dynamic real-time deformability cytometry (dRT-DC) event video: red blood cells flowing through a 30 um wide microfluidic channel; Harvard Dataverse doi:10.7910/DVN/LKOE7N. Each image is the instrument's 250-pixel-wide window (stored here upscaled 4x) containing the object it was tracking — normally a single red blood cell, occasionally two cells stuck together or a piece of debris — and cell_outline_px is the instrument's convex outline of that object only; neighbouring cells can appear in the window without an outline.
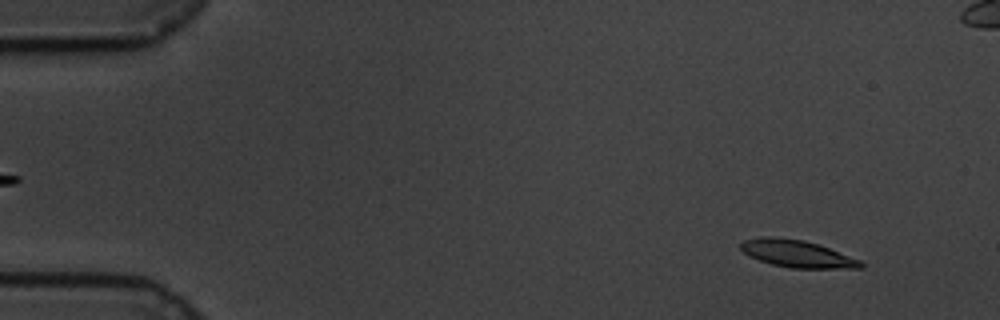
{"species": "common noctule bat (a hibernating species)", "species_latin": "Nyctalus noctula", "temperature_condition": "cold", "stored_images_in_passage": 60, "camera_frame_rate_fps": 3000, "um_per_image_px": 0.085, "animal": {"sex": "male", "body_mass_g": 19.5, "forearm_length_mm": 54.6}, "frame": {"image": 1, "passage_image": 5, "time_ms": 1.333, "image_size_px": [1000, 320], "cell_outline_px": [[864, 268], [788, 268], [772, 264], [748, 256], [740, 248], [740, 244], [744, 240], [760, 236], [772, 236], [804, 240], [828, 248], [860, 260], [864, 264]], "centroid_in_image_um": [67.71, 21.56], "position_along_channel_um": 17.3, "area_um2": 18.96}}
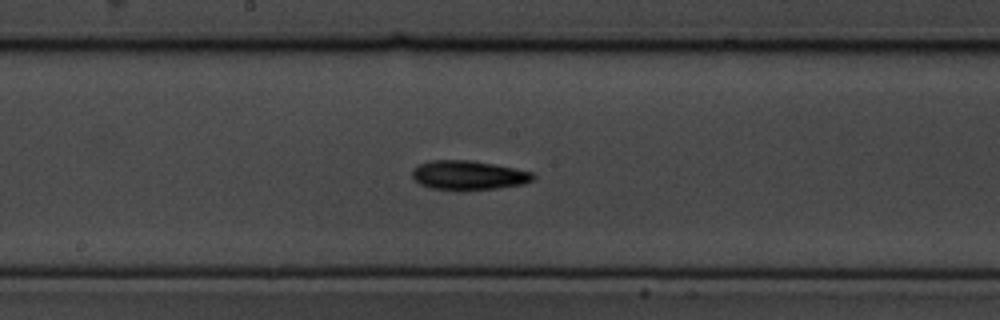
{"frame": {"image": 2, "passage_image": 31, "time_ms": 10.0, "image_size_px": [1000, 320], "cell_outline_px": [[536, 176], [532, 180], [524, 184], [496, 188], [432, 188], [420, 184], [412, 176], [412, 168], [420, 164], [432, 160], [468, 160], [492, 164], [532, 172]], "centroid_in_image_um": [39.81, 14.86], "position_along_channel_um": 208.4, "area_um2": 19.83}}
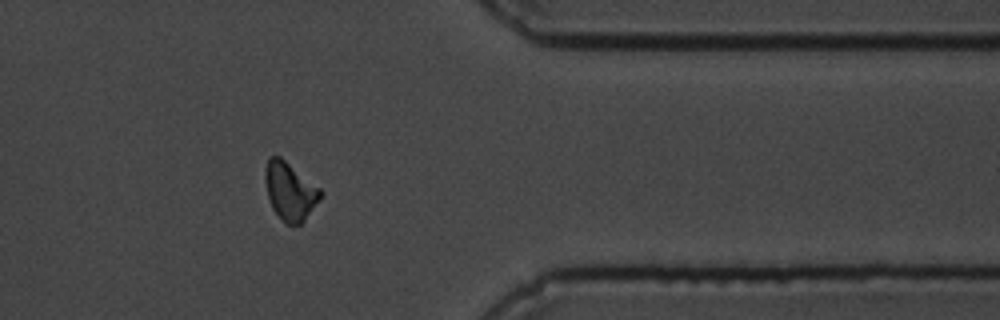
{"frame": {"image": 3, "passage_image": 48, "time_ms": 15.667, "image_size_px": [1000, 320], "cell_outline_px": [[324, 192], [304, 220], [300, 224], [288, 224], [272, 208], [268, 196], [264, 180], [264, 168], [268, 156], [280, 156], [320, 188]], "centroid_in_image_um": [24.62, 16.2], "position_along_channel_um": 386.8, "area_um2": 18.44}, "authors_computed_cell_mechanics": {"area_um2": 19.1607, "velocity_mm_per_s": 3.3861, "shape_relaxation_time_tau1_ms": 9.3396, "shape_relaxation_time_tau2_ms": null, "deformation_change_tau1": 0.2112, "deformation_change_tau2": null}}